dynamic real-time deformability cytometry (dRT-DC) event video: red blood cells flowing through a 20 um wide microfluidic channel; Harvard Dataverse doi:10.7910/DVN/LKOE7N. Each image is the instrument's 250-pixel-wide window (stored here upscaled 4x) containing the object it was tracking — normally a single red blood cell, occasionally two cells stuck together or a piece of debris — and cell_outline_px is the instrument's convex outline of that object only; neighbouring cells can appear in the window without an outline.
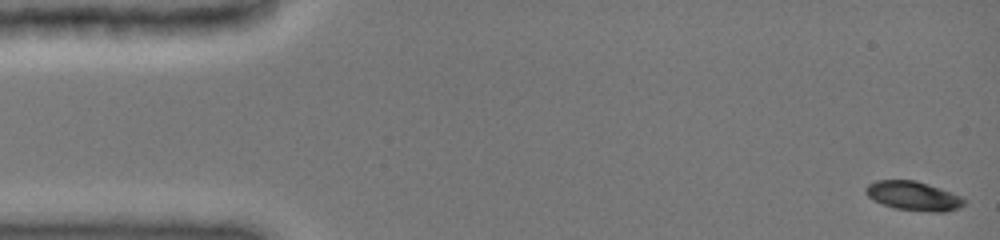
{"species": "common noctule bat (a hibernating species)", "species_latin": "Nyctalus noctula", "temperature_condition": "cold", "stored_images_in_passage": 9, "camera_frame_rate_fps": 3000, "um_per_image_px": 0.085, "animal": {"sex": "female", "body_mass_g": 19.0, "forearm_length_mm": 51.5}, "frame": {"image": 1, "passage_image": 1, "time_ms": 0.0, "image_size_px": [1000, 240], "cell_outline_px": [[968, 200], [960, 208], [944, 212], [932, 212], [896, 208], [884, 204], [868, 196], [864, 192], [864, 188], [868, 184], [876, 180], [916, 180], [940, 188], [960, 196]], "centroid_in_image_um": [77.66, 16.65], "position_along_channel_um": 7.3, "area_um2": 16.65}}
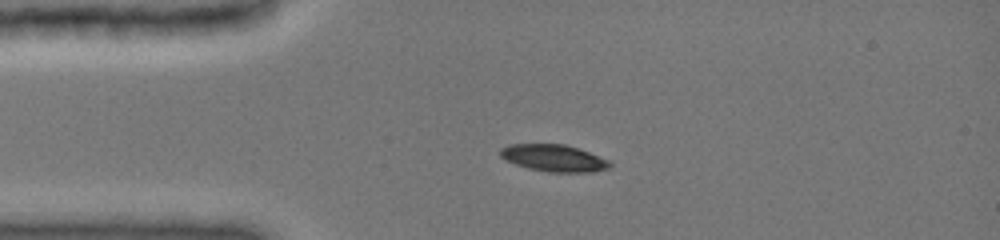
{"frame": {"image": 2, "passage_image": 7, "time_ms": 3.333, "image_size_px": [1000, 240], "cell_outline_px": [[612, 164], [608, 168], [592, 172], [548, 172], [528, 168], [504, 160], [500, 156], [500, 148], [508, 144], [564, 144], [588, 152], [608, 160]], "centroid_in_image_um": [47.03, 13.43], "position_along_channel_um": 38.0, "area_um2": 17.11}}